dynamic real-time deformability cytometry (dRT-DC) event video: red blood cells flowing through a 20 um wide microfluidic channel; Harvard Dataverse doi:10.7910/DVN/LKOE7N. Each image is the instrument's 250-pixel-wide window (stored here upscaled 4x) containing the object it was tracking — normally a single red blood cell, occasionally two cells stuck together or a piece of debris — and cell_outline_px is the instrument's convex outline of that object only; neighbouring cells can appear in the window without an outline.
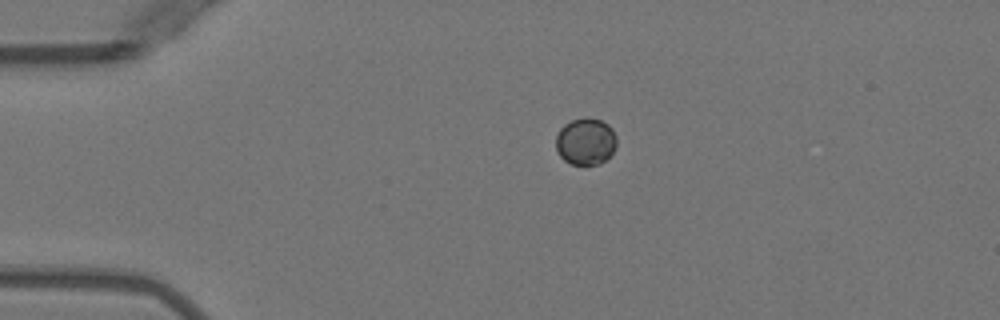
{"species": "Egyptian fruit bat (a non-hibernating species)", "species_latin": "Rousettus aegyptiacus", "temperature_condition": "warm", "stored_images_in_passage": 2, "camera_frame_rate_fps": 3000, "um_per_image_px": 0.085, "animal": {"sex": "female"}, "frame": {"image": 1, "passage_image": 1, "time_ms": 0.0, "image_size_px": [1000, 320], "cell_outline_px": [[616, 148], [600, 164], [572, 164], [564, 160], [556, 152], [556, 136], [560, 128], [564, 124], [572, 120], [600, 120], [608, 124], [612, 128], [616, 136]], "centroid_in_image_um": [49.77, 12.05], "position_along_channel_um": 35.2, "area_um2": 16.3}}